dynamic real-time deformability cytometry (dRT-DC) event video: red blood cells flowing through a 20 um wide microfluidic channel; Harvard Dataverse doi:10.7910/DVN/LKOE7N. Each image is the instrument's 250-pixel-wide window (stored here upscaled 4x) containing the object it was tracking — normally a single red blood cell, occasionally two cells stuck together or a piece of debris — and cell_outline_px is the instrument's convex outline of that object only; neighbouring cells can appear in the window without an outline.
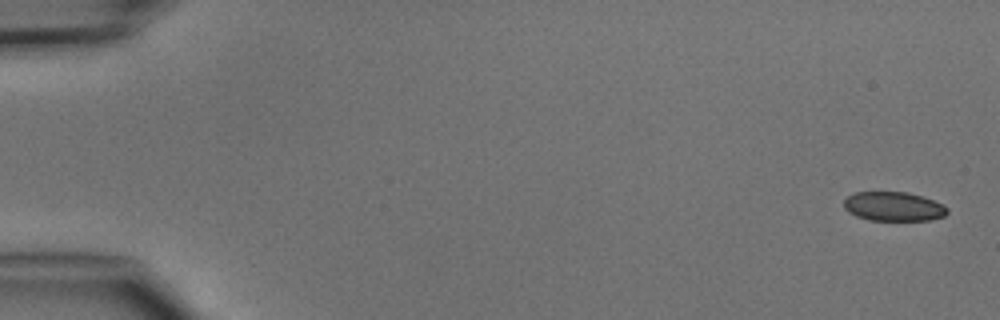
{"species": "common noctule bat (a hibernating species)", "species_latin": "Nyctalus noctula", "temperature_condition": "cold", "stored_images_in_passage": 5, "camera_frame_rate_fps": 3000, "um_per_image_px": 0.085, "animal": {"sex": "male", "body_mass_g": 15.6}, "frame": {"image": 1, "passage_image": 1, "time_ms": 0.0, "image_size_px": [1000, 320], "cell_outline_px": [[948, 212], [944, 216], [932, 220], [868, 220], [856, 216], [848, 212], [844, 208], [844, 200], [848, 196], [856, 192], [908, 192], [944, 204], [948, 208]], "centroid_in_image_um": [75.95, 17.55], "position_along_channel_um": 9.0, "area_um2": 17.63}}
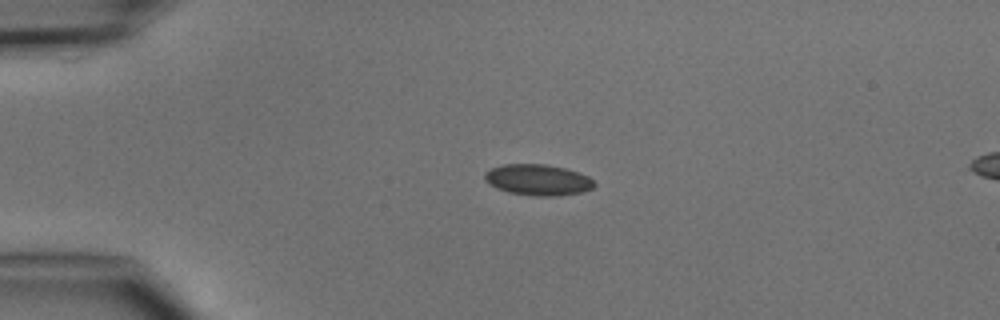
{"frame": {"image": 2, "passage_image": 4, "time_ms": 3.333, "image_size_px": [1000, 320], "cell_outline_px": [[596, 184], [592, 188], [580, 192], [560, 196], [536, 196], [508, 192], [496, 188], [484, 180], [484, 172], [500, 164], [544, 164], [564, 168], [588, 176]], "centroid_in_image_um": [45.68, 15.29], "position_along_channel_um": 39.3, "area_um2": 19.77}}